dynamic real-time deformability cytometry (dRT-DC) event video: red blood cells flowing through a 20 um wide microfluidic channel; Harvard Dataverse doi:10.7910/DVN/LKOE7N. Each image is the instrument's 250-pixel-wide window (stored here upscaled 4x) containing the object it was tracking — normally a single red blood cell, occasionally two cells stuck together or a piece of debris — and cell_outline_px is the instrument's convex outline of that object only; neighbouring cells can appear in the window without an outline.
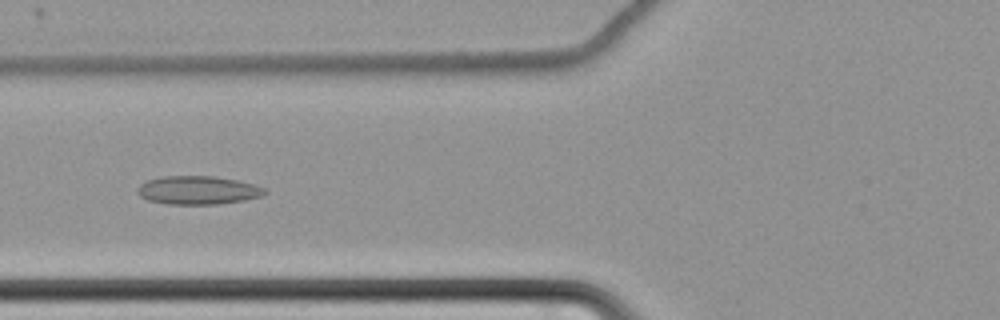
{"species": "common noctule bat (a hibernating species)", "species_latin": "Nyctalus noctula", "temperature_condition": "cold", "stored_images_in_passage": 66, "camera_frame_rate_fps": 3000, "um_per_image_px": 0.085, "animal": {"sex": "female", "body_mass_g": 22.7, "forearm_length_mm": 54.2}, "frame": {"image": 1, "passage_image": 29, "time_ms": 9.333, "image_size_px": [1000, 320], "cell_outline_px": [[268, 192], [260, 196], [244, 200], [216, 204], [168, 204], [148, 200], [140, 196], [136, 192], [136, 188], [140, 184], [148, 180], [160, 176], [212, 176], [236, 180], [256, 184], [268, 188]], "centroid_in_image_um": [16.83, 16.16], "position_along_channel_um": 109.0, "area_um2": 21.21}}
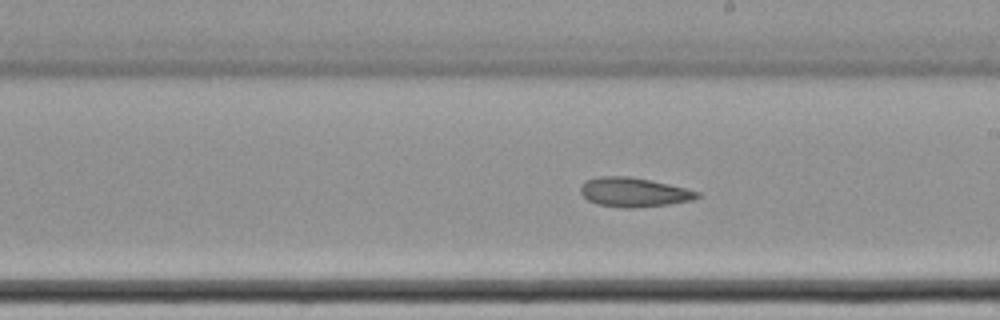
{"frame": {"image": 2, "passage_image": 40, "time_ms": 13.0, "image_size_px": [1000, 320], "cell_outline_px": [[700, 196], [692, 200], [668, 204], [632, 208], [624, 208], [596, 204], [588, 200], [580, 192], [580, 188], [588, 180], [600, 176], [628, 176], [668, 184], [700, 192]], "centroid_in_image_um": [53.87, 16.35], "position_along_channel_um": 235.1, "area_um2": 19.59}}
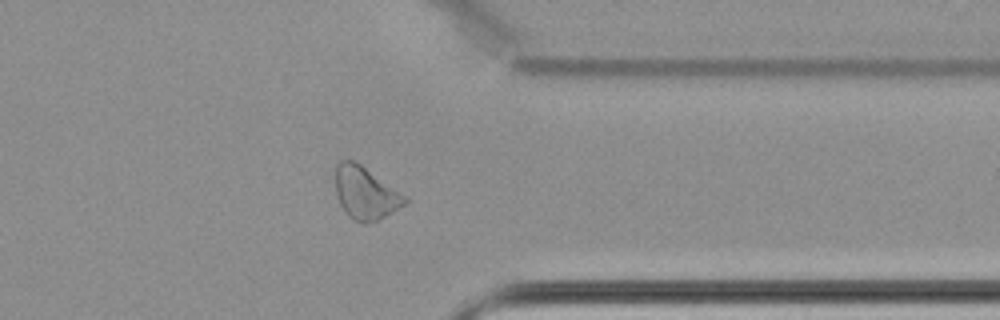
{"frame": {"image": 3, "passage_image": 53, "time_ms": 17.333, "image_size_px": [1000, 320], "cell_outline_px": [[408, 200], [404, 204], [392, 212], [368, 224], [360, 224], [352, 220], [344, 212], [340, 204], [336, 192], [332, 172], [336, 164], [340, 160], [352, 160], [360, 164], [408, 196]], "centroid_in_image_um": [31.01, 16.4], "position_along_channel_um": 380.4, "area_um2": 21.73}}